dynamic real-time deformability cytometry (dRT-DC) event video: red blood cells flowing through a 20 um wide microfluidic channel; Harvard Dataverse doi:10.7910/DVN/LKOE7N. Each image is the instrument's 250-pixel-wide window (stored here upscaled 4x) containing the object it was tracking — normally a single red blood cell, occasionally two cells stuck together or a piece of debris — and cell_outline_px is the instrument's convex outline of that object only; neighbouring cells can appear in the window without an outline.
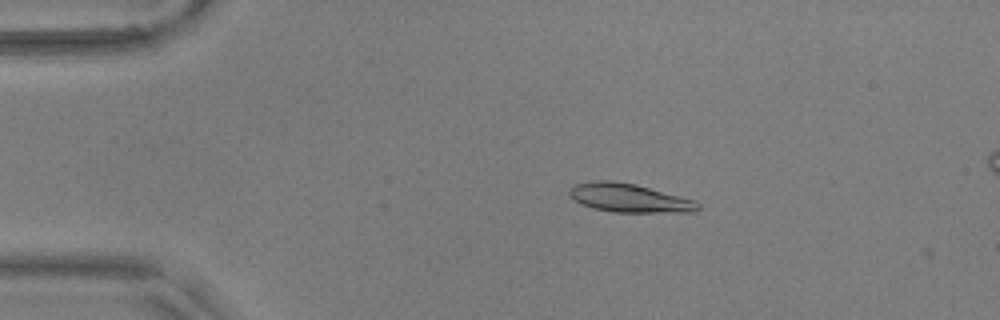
{"species": "common noctule bat (a hibernating species)", "species_latin": "Nyctalus noctula", "temperature_condition": "warm", "stored_images_in_passage": 3, "camera_frame_rate_fps": 3000, "um_per_image_px": 0.085, "animal": {"sex": "male", "body_mass_g": 17.9, "forearm_length_mm": 54.2}, "frame": {"image": 1, "passage_image": 2, "time_ms": 0.333, "image_size_px": [1000, 320], "cell_outline_px": [[700, 208], [696, 212], [616, 212], [592, 208], [576, 200], [568, 192], [576, 184], [592, 180], [608, 180], [636, 184], [696, 200], [700, 204]], "centroid_in_image_um": [53.55, 16.82], "position_along_channel_um": 31.4, "area_um2": 21.33}}